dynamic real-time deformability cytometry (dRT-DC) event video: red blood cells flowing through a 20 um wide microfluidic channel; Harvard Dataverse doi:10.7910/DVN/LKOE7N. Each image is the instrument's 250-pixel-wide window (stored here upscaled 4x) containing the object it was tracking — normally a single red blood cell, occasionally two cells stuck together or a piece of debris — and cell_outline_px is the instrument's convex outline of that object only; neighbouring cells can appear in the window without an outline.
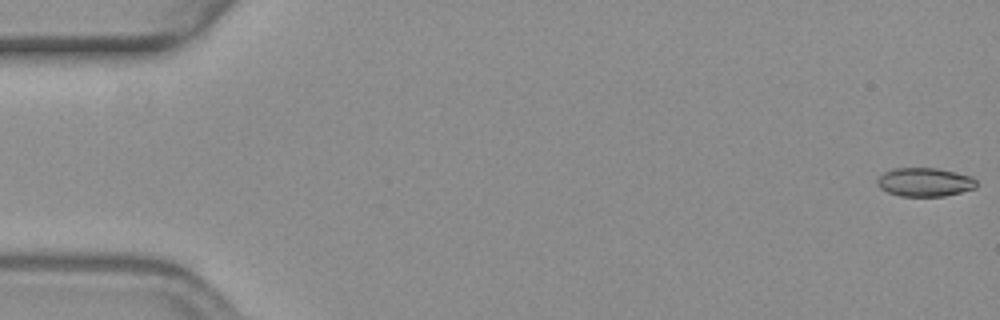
{"species": "common noctule bat (a hibernating species)", "species_latin": "Nyctalus noctula", "temperature_condition": "warm", "stored_images_in_passage": 41, "camera_frame_rate_fps": 3000, "um_per_image_px": 0.085, "animal": {"sex": "female", "body_mass_g": 19.3, "forearm_length_mm": 54.1}, "frame": {"image": 1, "passage_image": 1, "time_ms": 0.0, "image_size_px": [1000, 320], "cell_outline_px": [[976, 188], [944, 196], [900, 196], [888, 192], [880, 188], [876, 184], [876, 180], [884, 172], [896, 168], [936, 168], [972, 176], [976, 180]], "centroid_in_image_um": [78.59, 15.48], "position_along_channel_um": 6.4, "area_um2": 16.53}}
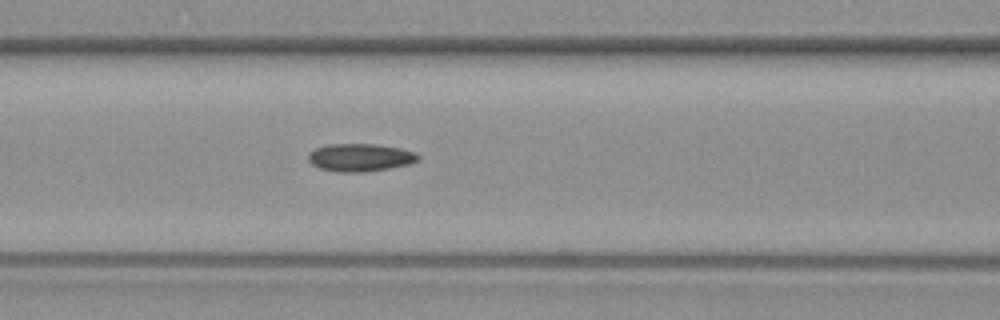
{"frame": {"image": 2, "passage_image": 24, "time_ms": 7.667, "image_size_px": [1000, 320], "cell_outline_px": [[420, 160], [408, 164], [388, 168], [364, 172], [340, 172], [320, 168], [312, 164], [308, 160], [308, 152], [316, 148], [328, 144], [376, 144], [400, 148], [416, 152], [420, 156]], "centroid_in_image_um": [30.62, 13.38], "position_along_channel_um": 136.0, "area_um2": 17.8}}
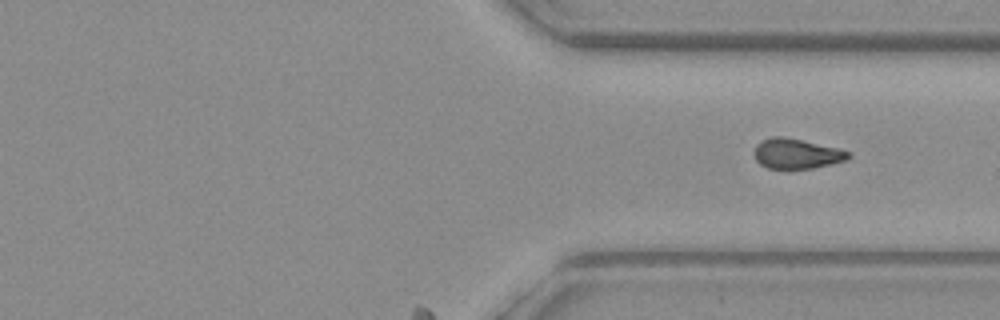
{"frame": {"image": 3, "passage_image": 41, "time_ms": 13.333, "image_size_px": [1000, 320], "cell_outline_px": [[852, 156], [844, 160], [832, 164], [812, 168], [768, 168], [760, 164], [756, 160], [752, 152], [756, 144], [760, 140], [772, 136], [784, 136], [840, 148], [852, 152]], "centroid_in_image_um": [67.7, 13.04], "position_along_channel_um": 343.7, "area_um2": 16.76}}